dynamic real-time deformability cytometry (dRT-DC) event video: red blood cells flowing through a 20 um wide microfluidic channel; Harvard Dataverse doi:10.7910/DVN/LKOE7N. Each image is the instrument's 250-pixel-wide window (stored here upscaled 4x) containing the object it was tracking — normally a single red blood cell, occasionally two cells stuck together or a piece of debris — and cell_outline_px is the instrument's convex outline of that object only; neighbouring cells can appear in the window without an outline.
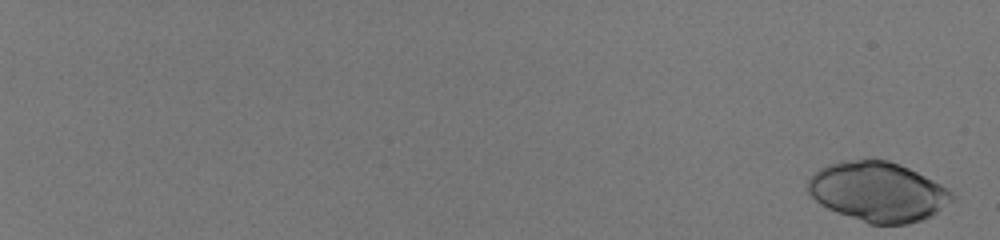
{"species": "human", "species_latin": "Homo sapiens", "temperature_condition": "room temperature", "stored_images_in_passage": 29, "camera_frame_rate_fps": 3000, "um_per_image_px": 0.085, "donor": {"sex": "male"}, "frame": {"image": 1, "passage_image": 1, "time_ms": 0.0, "image_size_px": [1000, 240], "cell_outline_px": [[956, 196], [952, 200], [932, 216], [908, 224], [868, 224], [836, 212], [820, 204], [808, 192], [808, 180], [820, 168], [828, 164], [840, 160], [888, 160], [900, 164], [948, 188]], "centroid_in_image_um": [74.62, 16.3], "position_along_channel_um": 10.4, "area_um2": 49.88}}
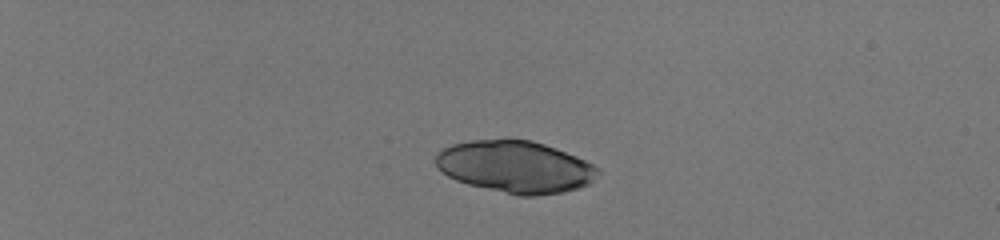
{"frame": {"image": 2, "passage_image": 17, "time_ms": 5.333, "image_size_px": [1000, 240], "cell_outline_px": [[600, 172], [588, 184], [580, 188], [564, 192], [536, 196], [516, 196], [468, 184], [456, 180], [448, 176], [436, 164], [436, 152], [452, 144], [472, 140], [532, 140], [556, 148], [576, 156], [600, 168]], "centroid_in_image_um": [43.82, 14.19], "position_along_channel_um": 41.2, "area_um2": 49.07}}